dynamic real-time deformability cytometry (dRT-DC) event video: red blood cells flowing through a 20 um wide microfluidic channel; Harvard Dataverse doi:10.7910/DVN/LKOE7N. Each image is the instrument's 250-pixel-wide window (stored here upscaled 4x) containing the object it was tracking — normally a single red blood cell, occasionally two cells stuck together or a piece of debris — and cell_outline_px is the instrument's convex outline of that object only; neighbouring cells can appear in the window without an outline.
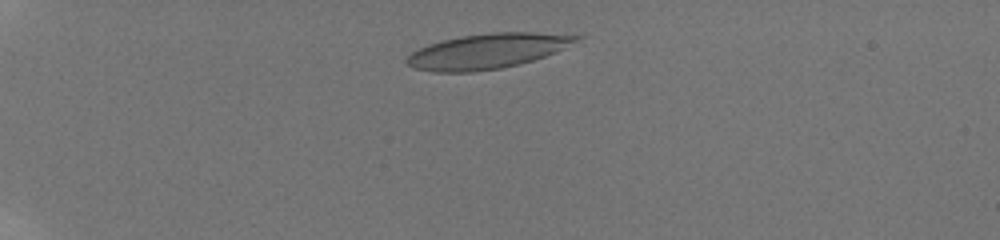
{"species": "human", "species_latin": "Homo sapiens", "temperature_condition": "room temperature", "stored_images_in_passage": 30, "camera_frame_rate_fps": 3000, "um_per_image_px": 0.085, "donor": {"sex": "male"}, "frame": {"image": 1, "passage_image": 8, "time_ms": 2.333, "image_size_px": [1000, 240], "cell_outline_px": [[584, 36], [580, 40], [556, 52], [520, 64], [500, 68], [472, 72], [432, 72], [412, 68], [404, 60], [412, 52], [428, 44], [460, 36], [492, 32], [536, 32]], "centroid_in_image_um": [41.42, 4.34], "position_along_channel_um": 43.6, "area_um2": 34.62}}
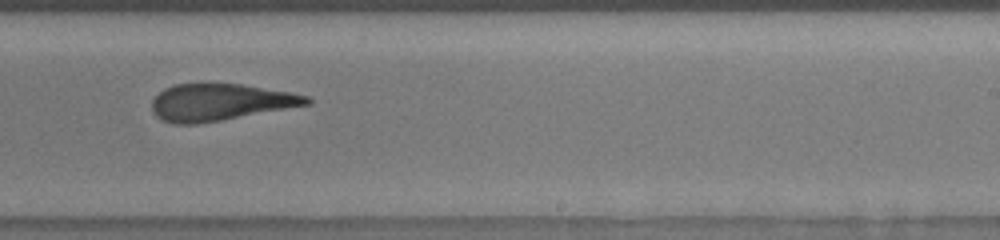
{"frame": {"image": 2, "passage_image": 23, "time_ms": 10.0, "image_size_px": [1000, 240], "cell_outline_px": [[312, 104], [220, 120], [196, 124], [172, 124], [160, 120], [152, 112], [152, 100], [164, 88], [172, 84], [240, 84], [292, 92], [308, 96], [312, 100]], "centroid_in_image_um": [18.7, 8.69], "position_along_channel_um": 270.3, "area_um2": 33.23}}
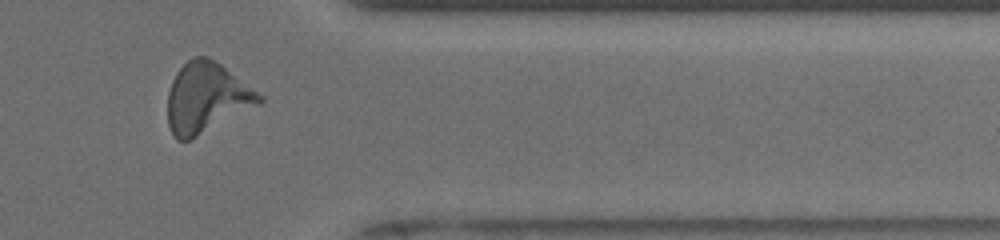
{"frame": {"image": 3, "passage_image": 28, "time_ms": 13.333, "image_size_px": [1000, 240], "cell_outline_px": [[264, 100], [260, 104], [188, 140], [176, 140], [168, 124], [168, 92], [172, 80], [176, 72], [188, 60], [196, 56], [208, 56], [220, 64], [264, 96]], "centroid_in_image_um": [17.54, 8.29], "position_along_channel_um": 393.9, "area_um2": 36.93}, "authors_computed_cell_mechanics": {"area_um2": 34.1598, "velocity_mm_per_s": 3.8654, "shape_relaxation_time_tau1_ms": 10.7766, "shape_relaxation_time_tau2_ms": 2.7849, "deformation_change_tau1": 0.2883, "deformation_change_tau2": 0.1461}}